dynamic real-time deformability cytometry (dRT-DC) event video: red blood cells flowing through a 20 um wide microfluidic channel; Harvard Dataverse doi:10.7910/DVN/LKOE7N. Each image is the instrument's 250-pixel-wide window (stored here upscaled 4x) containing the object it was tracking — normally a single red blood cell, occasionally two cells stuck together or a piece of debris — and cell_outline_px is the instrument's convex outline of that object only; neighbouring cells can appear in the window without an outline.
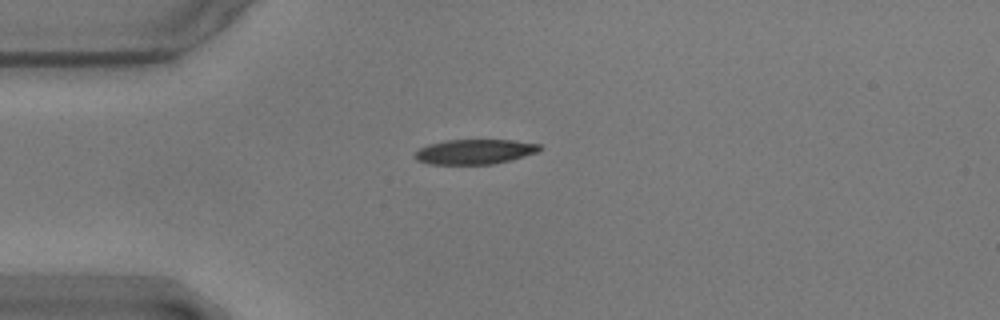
{"species": "common noctule bat (a hibernating species)", "species_latin": "Nyctalus noctula", "temperature_condition": "warm", "stored_images_in_passage": 35, "camera_frame_rate_fps": 3000, "um_per_image_px": 0.085, "animal": {"sex": "male", "body_mass_g": 17.9}, "frame": {"image": 1, "passage_image": 1, "time_ms": 0.0, "image_size_px": [1000, 320], "cell_outline_px": [[540, 148], [536, 152], [524, 156], [492, 164], [428, 164], [416, 160], [412, 156], [420, 148], [428, 144], [448, 140], [512, 140], [540, 144]], "centroid_in_image_um": [40.29, 12.89], "position_along_channel_um": 44.7, "area_um2": 17.92}}
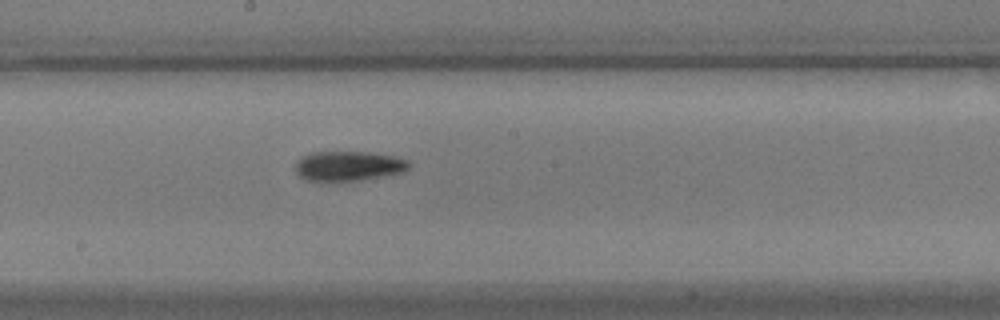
{"frame": {"image": 2, "passage_image": 17, "time_ms": 5.333, "image_size_px": [1000, 320], "cell_outline_px": [[412, 164], [404, 172], [356, 180], [320, 184], [308, 180], [300, 176], [296, 172], [296, 160], [312, 152], [372, 152], [396, 156], [408, 160]], "centroid_in_image_um": [29.6, 14.13], "position_along_channel_um": 218.6, "area_um2": 20.17}}
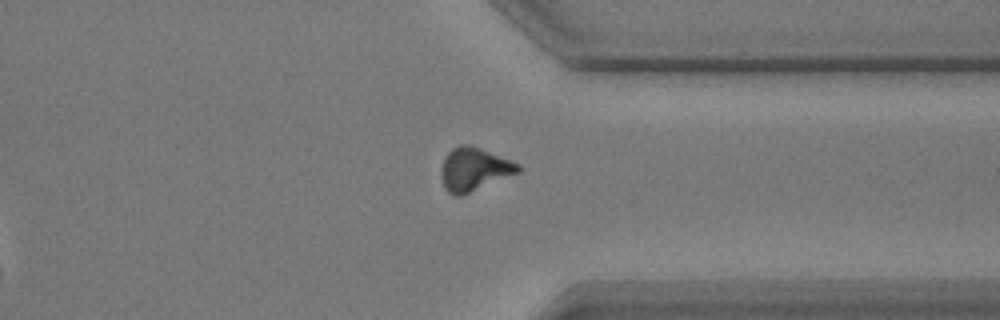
{"frame": {"image": 3, "passage_image": 30, "time_ms": 9.667, "image_size_px": [1000, 320], "cell_outline_px": [[520, 172], [464, 196], [452, 196], [444, 188], [440, 176], [440, 168], [444, 156], [452, 148], [460, 144], [472, 144], [520, 164]], "centroid_in_image_um": [40.27, 14.4], "position_along_channel_um": 371.1, "area_um2": 20.0}, "authors_computed_cell_mechanics": {"area_um2": 19.1896, "velocity_mm_per_s": 3.5704, "shape_relaxation_time_tau1_ms": 6.2275, "shape_relaxation_time_tau2_ms": 5.8602, "deformation_change_tau1": 0.1943, "deformation_change_tau2": 0.1533}}